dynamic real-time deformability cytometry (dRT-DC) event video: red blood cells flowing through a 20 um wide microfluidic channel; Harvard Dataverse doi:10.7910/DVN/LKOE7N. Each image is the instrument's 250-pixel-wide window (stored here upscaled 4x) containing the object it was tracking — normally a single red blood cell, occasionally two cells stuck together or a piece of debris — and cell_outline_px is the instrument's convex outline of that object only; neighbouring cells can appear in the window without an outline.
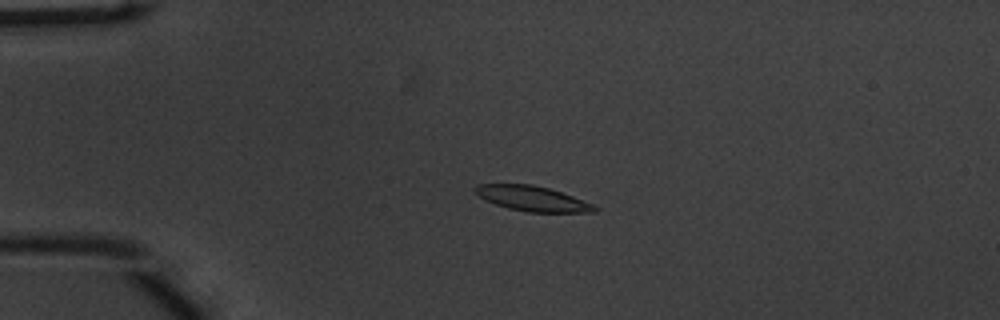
{"species": "common noctule bat (a hibernating species)", "species_latin": "Nyctalus noctula", "temperature_condition": "warm", "stored_images_in_passage": 54, "camera_frame_rate_fps": 3000, "um_per_image_px": 0.085, "animal": {"sex": "male", "body_mass_g": 20.1, "forearm_length_mm": 53.5}, "frame": {"image": 1, "passage_image": 13, "time_ms": 4.0, "image_size_px": [1000, 320], "cell_outline_px": [[600, 208], [596, 212], [528, 212], [508, 208], [496, 204], [480, 196], [476, 192], [476, 184], [532, 184], [548, 188], [572, 196], [592, 204]], "centroid_in_image_um": [45.29, 16.88], "position_along_channel_um": 39.7, "area_um2": 17.11}}
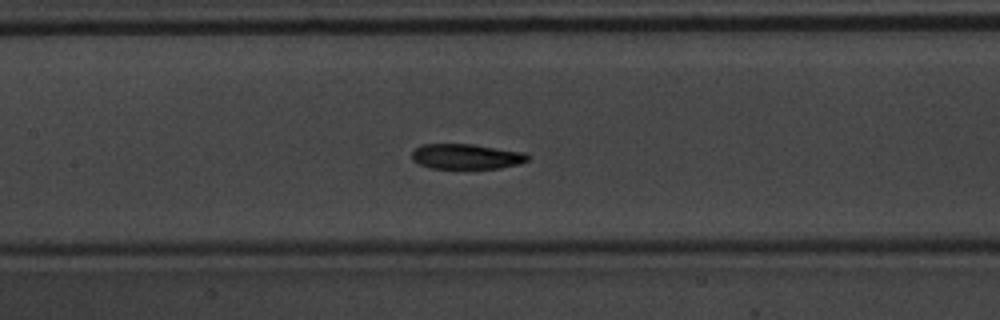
{"frame": {"image": 2, "passage_image": 26, "time_ms": 8.333, "image_size_px": [1000, 320], "cell_outline_px": [[528, 160], [520, 164], [500, 168], [432, 168], [420, 164], [412, 160], [412, 152], [416, 148], [424, 144], [472, 144], [524, 152], [528, 156]], "centroid_in_image_um": [39.65, 13.3], "position_along_channel_um": 167.8, "area_um2": 16.88}}
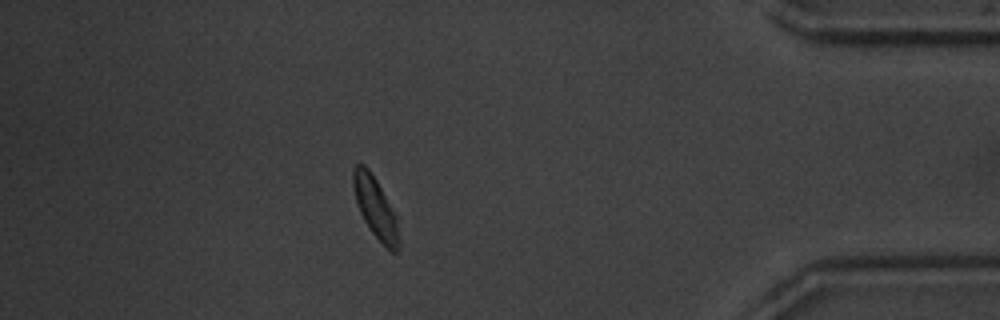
{"frame": {"image": 3, "passage_image": 48, "time_ms": 15.667, "image_size_px": [1000, 320], "cell_outline_px": [[400, 248], [396, 252], [392, 252], [372, 232], [364, 220], [360, 212], [356, 200], [352, 184], [352, 168], [356, 164], [364, 164], [368, 168], [376, 180], [396, 212], [400, 240]], "centroid_in_image_um": [31.93, 17.64], "position_along_channel_um": 403.3, "area_um2": 16.3}, "authors_computed_cell_mechanics": {"area_um2": 17.2244, "velocity_mm_per_s": 3.7429, "shape_relaxation_time_tau1_ms": 3.3123, "shape_relaxation_time_tau2_ms": 3.6769, "deformation_change_tau1": 0.123, "deformation_change_tau2": 0.0989}}